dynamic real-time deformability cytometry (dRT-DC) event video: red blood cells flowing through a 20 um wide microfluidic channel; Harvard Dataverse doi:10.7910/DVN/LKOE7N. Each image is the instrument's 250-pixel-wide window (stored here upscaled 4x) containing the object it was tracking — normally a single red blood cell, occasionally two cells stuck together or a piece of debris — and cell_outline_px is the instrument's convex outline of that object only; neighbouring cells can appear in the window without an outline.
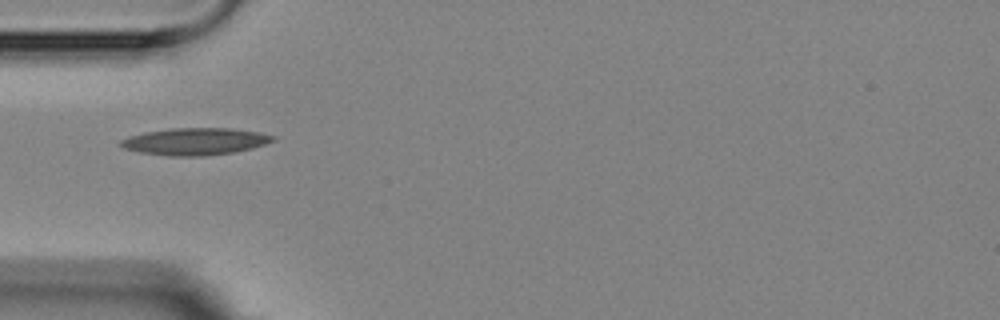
{"species": "Egyptian fruit bat (a non-hibernating species)", "species_latin": "Rousettus aegyptiacus", "temperature_condition": "room temperature", "stored_images_in_passage": 2, "camera_frame_rate_fps": 3000, "um_per_image_px": 0.085, "animal": {"sex": "female"}, "frame": {"image": 1, "passage_image": 1, "time_ms": 0.0, "image_size_px": [1000, 320], "cell_outline_px": [[276, 140], [252, 148], [236, 152], [204, 156], [168, 156], [140, 152], [124, 148], [120, 144], [120, 140], [128, 136], [144, 132], [172, 128], [232, 128], [260, 132], [276, 136]], "centroid_in_image_um": [16.61, 12.02], "position_along_channel_um": 68.4, "area_um2": 24.16}}
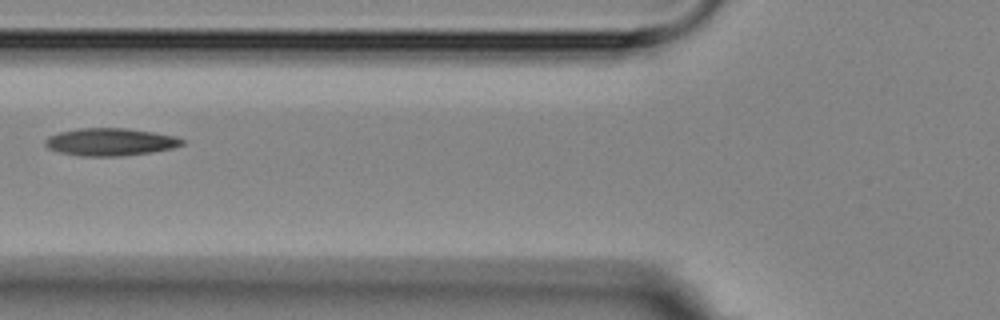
{"frame": {"image": 2, "passage_image": 2, "time_ms": 1.333, "image_size_px": [1000, 320], "cell_outline_px": [[184, 144], [172, 148], [152, 152], [120, 156], [80, 156], [60, 152], [48, 148], [44, 144], [44, 140], [48, 136], [60, 132], [76, 128], [124, 128], [152, 132], [176, 136], [184, 140]], "centroid_in_image_um": [9.35, 12.06], "position_along_channel_um": 116.4, "area_um2": 21.96}}